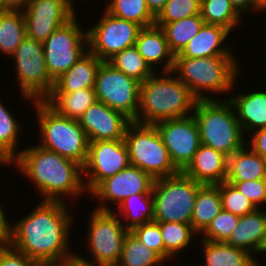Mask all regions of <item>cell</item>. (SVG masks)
I'll list each match as a JSON object with an SVG mask.
<instances>
[{
  "instance_id": "cell-1",
  "label": "cell",
  "mask_w": 266,
  "mask_h": 266,
  "mask_svg": "<svg viewBox=\"0 0 266 266\" xmlns=\"http://www.w3.org/2000/svg\"><path fill=\"white\" fill-rule=\"evenodd\" d=\"M35 206L26 217L10 223L6 241L39 264L74 261L76 254L70 245L74 215L70 205L39 200Z\"/></svg>"
},
{
  "instance_id": "cell-2",
  "label": "cell",
  "mask_w": 266,
  "mask_h": 266,
  "mask_svg": "<svg viewBox=\"0 0 266 266\" xmlns=\"http://www.w3.org/2000/svg\"><path fill=\"white\" fill-rule=\"evenodd\" d=\"M24 148L11 165L33 183L41 201L67 203L87 193L80 164L39 145Z\"/></svg>"
},
{
  "instance_id": "cell-3",
  "label": "cell",
  "mask_w": 266,
  "mask_h": 266,
  "mask_svg": "<svg viewBox=\"0 0 266 266\" xmlns=\"http://www.w3.org/2000/svg\"><path fill=\"white\" fill-rule=\"evenodd\" d=\"M196 102L190 89L172 71L156 72L140 84L139 108L134 122L154 125L188 117L193 114Z\"/></svg>"
},
{
  "instance_id": "cell-4",
  "label": "cell",
  "mask_w": 266,
  "mask_h": 266,
  "mask_svg": "<svg viewBox=\"0 0 266 266\" xmlns=\"http://www.w3.org/2000/svg\"><path fill=\"white\" fill-rule=\"evenodd\" d=\"M239 63L236 56L174 57L172 73L197 100L219 99L214 95L223 96L225 93L228 97V93L236 90Z\"/></svg>"
},
{
  "instance_id": "cell-5",
  "label": "cell",
  "mask_w": 266,
  "mask_h": 266,
  "mask_svg": "<svg viewBox=\"0 0 266 266\" xmlns=\"http://www.w3.org/2000/svg\"><path fill=\"white\" fill-rule=\"evenodd\" d=\"M222 99L197 100L193 116L201 144L231 156L246 144V137L236 118L232 103Z\"/></svg>"
},
{
  "instance_id": "cell-6",
  "label": "cell",
  "mask_w": 266,
  "mask_h": 266,
  "mask_svg": "<svg viewBox=\"0 0 266 266\" xmlns=\"http://www.w3.org/2000/svg\"><path fill=\"white\" fill-rule=\"evenodd\" d=\"M35 109L39 141L37 145L84 166L89 141L78 120L59 115L45 101L31 102Z\"/></svg>"
},
{
  "instance_id": "cell-7",
  "label": "cell",
  "mask_w": 266,
  "mask_h": 266,
  "mask_svg": "<svg viewBox=\"0 0 266 266\" xmlns=\"http://www.w3.org/2000/svg\"><path fill=\"white\" fill-rule=\"evenodd\" d=\"M93 210L86 224L88 229L86 248L94 260L91 261L92 259L80 255L83 252L76 253L75 260L85 266H117L129 230L114 210L102 211L95 208Z\"/></svg>"
},
{
  "instance_id": "cell-8",
  "label": "cell",
  "mask_w": 266,
  "mask_h": 266,
  "mask_svg": "<svg viewBox=\"0 0 266 266\" xmlns=\"http://www.w3.org/2000/svg\"><path fill=\"white\" fill-rule=\"evenodd\" d=\"M201 185L182 171L155 179L152 188L153 221L191 224L197 192Z\"/></svg>"
},
{
  "instance_id": "cell-9",
  "label": "cell",
  "mask_w": 266,
  "mask_h": 266,
  "mask_svg": "<svg viewBox=\"0 0 266 266\" xmlns=\"http://www.w3.org/2000/svg\"><path fill=\"white\" fill-rule=\"evenodd\" d=\"M124 141L130 165L147 172L154 180L180 172L173 164L154 125L132 121L126 129Z\"/></svg>"
},
{
  "instance_id": "cell-10",
  "label": "cell",
  "mask_w": 266,
  "mask_h": 266,
  "mask_svg": "<svg viewBox=\"0 0 266 266\" xmlns=\"http://www.w3.org/2000/svg\"><path fill=\"white\" fill-rule=\"evenodd\" d=\"M16 65V83L24 100L44 101L52 92L54 81L46 67L43 43L26 36L10 57Z\"/></svg>"
},
{
  "instance_id": "cell-11",
  "label": "cell",
  "mask_w": 266,
  "mask_h": 266,
  "mask_svg": "<svg viewBox=\"0 0 266 266\" xmlns=\"http://www.w3.org/2000/svg\"><path fill=\"white\" fill-rule=\"evenodd\" d=\"M79 23L76 14L43 42L46 67L53 81L89 51L87 29Z\"/></svg>"
},
{
  "instance_id": "cell-12",
  "label": "cell",
  "mask_w": 266,
  "mask_h": 266,
  "mask_svg": "<svg viewBox=\"0 0 266 266\" xmlns=\"http://www.w3.org/2000/svg\"><path fill=\"white\" fill-rule=\"evenodd\" d=\"M140 84L103 61L97 70L94 90L97 101L135 121L139 108Z\"/></svg>"
},
{
  "instance_id": "cell-13",
  "label": "cell",
  "mask_w": 266,
  "mask_h": 266,
  "mask_svg": "<svg viewBox=\"0 0 266 266\" xmlns=\"http://www.w3.org/2000/svg\"><path fill=\"white\" fill-rule=\"evenodd\" d=\"M100 19L88 27V49L98 59L107 61L114 54L135 46L142 27L134 22L118 18L105 9Z\"/></svg>"
},
{
  "instance_id": "cell-14",
  "label": "cell",
  "mask_w": 266,
  "mask_h": 266,
  "mask_svg": "<svg viewBox=\"0 0 266 266\" xmlns=\"http://www.w3.org/2000/svg\"><path fill=\"white\" fill-rule=\"evenodd\" d=\"M130 165L124 139L89 142L88 155L83 166V180L87 194L101 181L114 176Z\"/></svg>"
},
{
  "instance_id": "cell-15",
  "label": "cell",
  "mask_w": 266,
  "mask_h": 266,
  "mask_svg": "<svg viewBox=\"0 0 266 266\" xmlns=\"http://www.w3.org/2000/svg\"><path fill=\"white\" fill-rule=\"evenodd\" d=\"M154 179L140 168L129 165L114 176L101 181L89 194L99 205L95 209L112 211L108 202L116 203L118 207L129 196L149 194L152 191ZM112 202V203H111Z\"/></svg>"
},
{
  "instance_id": "cell-16",
  "label": "cell",
  "mask_w": 266,
  "mask_h": 266,
  "mask_svg": "<svg viewBox=\"0 0 266 266\" xmlns=\"http://www.w3.org/2000/svg\"><path fill=\"white\" fill-rule=\"evenodd\" d=\"M74 0H30L22 9L27 36L44 42L76 15Z\"/></svg>"
},
{
  "instance_id": "cell-17",
  "label": "cell",
  "mask_w": 266,
  "mask_h": 266,
  "mask_svg": "<svg viewBox=\"0 0 266 266\" xmlns=\"http://www.w3.org/2000/svg\"><path fill=\"white\" fill-rule=\"evenodd\" d=\"M154 126L167 148L173 164L179 171H183L201 145L194 116L164 120Z\"/></svg>"
},
{
  "instance_id": "cell-18",
  "label": "cell",
  "mask_w": 266,
  "mask_h": 266,
  "mask_svg": "<svg viewBox=\"0 0 266 266\" xmlns=\"http://www.w3.org/2000/svg\"><path fill=\"white\" fill-rule=\"evenodd\" d=\"M88 141L124 139L126 129L132 122L123 113L96 101L78 119Z\"/></svg>"
},
{
  "instance_id": "cell-19",
  "label": "cell",
  "mask_w": 266,
  "mask_h": 266,
  "mask_svg": "<svg viewBox=\"0 0 266 266\" xmlns=\"http://www.w3.org/2000/svg\"><path fill=\"white\" fill-rule=\"evenodd\" d=\"M227 165L228 156L201 144L182 172L198 183L217 185L226 181Z\"/></svg>"
},
{
  "instance_id": "cell-20",
  "label": "cell",
  "mask_w": 266,
  "mask_h": 266,
  "mask_svg": "<svg viewBox=\"0 0 266 266\" xmlns=\"http://www.w3.org/2000/svg\"><path fill=\"white\" fill-rule=\"evenodd\" d=\"M135 47L155 73L172 71L175 55L170 51L166 35L161 27L153 25L142 28ZM158 67L161 70H158Z\"/></svg>"
},
{
  "instance_id": "cell-21",
  "label": "cell",
  "mask_w": 266,
  "mask_h": 266,
  "mask_svg": "<svg viewBox=\"0 0 266 266\" xmlns=\"http://www.w3.org/2000/svg\"><path fill=\"white\" fill-rule=\"evenodd\" d=\"M231 32L224 27L204 23L200 31L175 57L203 58L212 56H235L225 45ZM225 45V46H224Z\"/></svg>"
},
{
  "instance_id": "cell-22",
  "label": "cell",
  "mask_w": 266,
  "mask_h": 266,
  "mask_svg": "<svg viewBox=\"0 0 266 266\" xmlns=\"http://www.w3.org/2000/svg\"><path fill=\"white\" fill-rule=\"evenodd\" d=\"M252 90L256 91H242L238 95L229 94L228 97L246 138L247 134L266 127V91Z\"/></svg>"
},
{
  "instance_id": "cell-23",
  "label": "cell",
  "mask_w": 266,
  "mask_h": 266,
  "mask_svg": "<svg viewBox=\"0 0 266 266\" xmlns=\"http://www.w3.org/2000/svg\"><path fill=\"white\" fill-rule=\"evenodd\" d=\"M266 208L239 218L237 227L225 242L231 246L247 250L255 257L261 254L266 241Z\"/></svg>"
},
{
  "instance_id": "cell-24",
  "label": "cell",
  "mask_w": 266,
  "mask_h": 266,
  "mask_svg": "<svg viewBox=\"0 0 266 266\" xmlns=\"http://www.w3.org/2000/svg\"><path fill=\"white\" fill-rule=\"evenodd\" d=\"M103 61L88 51L71 68L54 81L51 93H72L94 88L97 70Z\"/></svg>"
},
{
  "instance_id": "cell-25",
  "label": "cell",
  "mask_w": 266,
  "mask_h": 266,
  "mask_svg": "<svg viewBox=\"0 0 266 266\" xmlns=\"http://www.w3.org/2000/svg\"><path fill=\"white\" fill-rule=\"evenodd\" d=\"M266 179V159L247 144L228 157L226 181Z\"/></svg>"
},
{
  "instance_id": "cell-26",
  "label": "cell",
  "mask_w": 266,
  "mask_h": 266,
  "mask_svg": "<svg viewBox=\"0 0 266 266\" xmlns=\"http://www.w3.org/2000/svg\"><path fill=\"white\" fill-rule=\"evenodd\" d=\"M44 101L59 115L78 120L97 98L94 88H84L72 93H51Z\"/></svg>"
},
{
  "instance_id": "cell-27",
  "label": "cell",
  "mask_w": 266,
  "mask_h": 266,
  "mask_svg": "<svg viewBox=\"0 0 266 266\" xmlns=\"http://www.w3.org/2000/svg\"><path fill=\"white\" fill-rule=\"evenodd\" d=\"M222 210L218 184H202L198 189L192 212L193 229L200 235Z\"/></svg>"
},
{
  "instance_id": "cell-28",
  "label": "cell",
  "mask_w": 266,
  "mask_h": 266,
  "mask_svg": "<svg viewBox=\"0 0 266 266\" xmlns=\"http://www.w3.org/2000/svg\"><path fill=\"white\" fill-rule=\"evenodd\" d=\"M26 36L22 9H0V52L12 56Z\"/></svg>"
},
{
  "instance_id": "cell-29",
  "label": "cell",
  "mask_w": 266,
  "mask_h": 266,
  "mask_svg": "<svg viewBox=\"0 0 266 266\" xmlns=\"http://www.w3.org/2000/svg\"><path fill=\"white\" fill-rule=\"evenodd\" d=\"M200 244L205 261L198 266H246L254 258L247 250L224 242L200 240Z\"/></svg>"
},
{
  "instance_id": "cell-30",
  "label": "cell",
  "mask_w": 266,
  "mask_h": 266,
  "mask_svg": "<svg viewBox=\"0 0 266 266\" xmlns=\"http://www.w3.org/2000/svg\"><path fill=\"white\" fill-rule=\"evenodd\" d=\"M1 100V99H0ZM0 101V165L12 166L11 162L20 154L19 134L22 126L13 113ZM21 129V130H20ZM18 146V147H17ZM18 151V152H17Z\"/></svg>"
},
{
  "instance_id": "cell-31",
  "label": "cell",
  "mask_w": 266,
  "mask_h": 266,
  "mask_svg": "<svg viewBox=\"0 0 266 266\" xmlns=\"http://www.w3.org/2000/svg\"><path fill=\"white\" fill-rule=\"evenodd\" d=\"M116 208L120 213L115 212V214L122 222L125 221L123 225L129 231L138 225L149 223L154 219L152 191L149 194L129 196Z\"/></svg>"
},
{
  "instance_id": "cell-32",
  "label": "cell",
  "mask_w": 266,
  "mask_h": 266,
  "mask_svg": "<svg viewBox=\"0 0 266 266\" xmlns=\"http://www.w3.org/2000/svg\"><path fill=\"white\" fill-rule=\"evenodd\" d=\"M160 231L164 242V260L171 259V263L173 258L191 246L193 238L199 235L191 224L179 222H162Z\"/></svg>"
},
{
  "instance_id": "cell-33",
  "label": "cell",
  "mask_w": 266,
  "mask_h": 266,
  "mask_svg": "<svg viewBox=\"0 0 266 266\" xmlns=\"http://www.w3.org/2000/svg\"><path fill=\"white\" fill-rule=\"evenodd\" d=\"M201 15H194L178 21L165 23L161 28L166 35L170 51L176 55L200 31L204 24Z\"/></svg>"
},
{
  "instance_id": "cell-34",
  "label": "cell",
  "mask_w": 266,
  "mask_h": 266,
  "mask_svg": "<svg viewBox=\"0 0 266 266\" xmlns=\"http://www.w3.org/2000/svg\"><path fill=\"white\" fill-rule=\"evenodd\" d=\"M104 9L121 19L134 22L142 28L155 25V16L150 12L146 0H105Z\"/></svg>"
},
{
  "instance_id": "cell-35",
  "label": "cell",
  "mask_w": 266,
  "mask_h": 266,
  "mask_svg": "<svg viewBox=\"0 0 266 266\" xmlns=\"http://www.w3.org/2000/svg\"><path fill=\"white\" fill-rule=\"evenodd\" d=\"M200 15L206 24L224 27L231 33L242 21L230 0H201Z\"/></svg>"
},
{
  "instance_id": "cell-36",
  "label": "cell",
  "mask_w": 266,
  "mask_h": 266,
  "mask_svg": "<svg viewBox=\"0 0 266 266\" xmlns=\"http://www.w3.org/2000/svg\"><path fill=\"white\" fill-rule=\"evenodd\" d=\"M164 262L166 261L156 251L142 244L129 231L117 266H164Z\"/></svg>"
},
{
  "instance_id": "cell-37",
  "label": "cell",
  "mask_w": 266,
  "mask_h": 266,
  "mask_svg": "<svg viewBox=\"0 0 266 266\" xmlns=\"http://www.w3.org/2000/svg\"><path fill=\"white\" fill-rule=\"evenodd\" d=\"M106 62L113 68L122 71L124 74L140 83H143L155 73L137 51L135 46L114 54Z\"/></svg>"
},
{
  "instance_id": "cell-38",
  "label": "cell",
  "mask_w": 266,
  "mask_h": 266,
  "mask_svg": "<svg viewBox=\"0 0 266 266\" xmlns=\"http://www.w3.org/2000/svg\"><path fill=\"white\" fill-rule=\"evenodd\" d=\"M201 0H168L161 12L155 17V25L178 21L200 14Z\"/></svg>"
},
{
  "instance_id": "cell-39",
  "label": "cell",
  "mask_w": 266,
  "mask_h": 266,
  "mask_svg": "<svg viewBox=\"0 0 266 266\" xmlns=\"http://www.w3.org/2000/svg\"><path fill=\"white\" fill-rule=\"evenodd\" d=\"M222 209L242 217L256 211L258 208L241 194L233 184L224 181L218 184Z\"/></svg>"
},
{
  "instance_id": "cell-40",
  "label": "cell",
  "mask_w": 266,
  "mask_h": 266,
  "mask_svg": "<svg viewBox=\"0 0 266 266\" xmlns=\"http://www.w3.org/2000/svg\"><path fill=\"white\" fill-rule=\"evenodd\" d=\"M239 218L237 215L222 210L199 235L200 240L225 243L237 227Z\"/></svg>"
},
{
  "instance_id": "cell-41",
  "label": "cell",
  "mask_w": 266,
  "mask_h": 266,
  "mask_svg": "<svg viewBox=\"0 0 266 266\" xmlns=\"http://www.w3.org/2000/svg\"><path fill=\"white\" fill-rule=\"evenodd\" d=\"M142 244L156 251L164 259V242L160 222L151 221L134 227L130 231Z\"/></svg>"
},
{
  "instance_id": "cell-42",
  "label": "cell",
  "mask_w": 266,
  "mask_h": 266,
  "mask_svg": "<svg viewBox=\"0 0 266 266\" xmlns=\"http://www.w3.org/2000/svg\"><path fill=\"white\" fill-rule=\"evenodd\" d=\"M227 182L233 184L258 209L266 206V179Z\"/></svg>"
},
{
  "instance_id": "cell-43",
  "label": "cell",
  "mask_w": 266,
  "mask_h": 266,
  "mask_svg": "<svg viewBox=\"0 0 266 266\" xmlns=\"http://www.w3.org/2000/svg\"><path fill=\"white\" fill-rule=\"evenodd\" d=\"M38 264L13 248L7 241L0 246V266H37Z\"/></svg>"
},
{
  "instance_id": "cell-44",
  "label": "cell",
  "mask_w": 266,
  "mask_h": 266,
  "mask_svg": "<svg viewBox=\"0 0 266 266\" xmlns=\"http://www.w3.org/2000/svg\"><path fill=\"white\" fill-rule=\"evenodd\" d=\"M246 144L258 155L266 159V127L248 135ZM252 136V137H251ZM250 139V140H249Z\"/></svg>"
},
{
  "instance_id": "cell-45",
  "label": "cell",
  "mask_w": 266,
  "mask_h": 266,
  "mask_svg": "<svg viewBox=\"0 0 266 266\" xmlns=\"http://www.w3.org/2000/svg\"><path fill=\"white\" fill-rule=\"evenodd\" d=\"M230 3L241 16L253 10V12H258L254 6L253 0H230Z\"/></svg>"
},
{
  "instance_id": "cell-46",
  "label": "cell",
  "mask_w": 266,
  "mask_h": 266,
  "mask_svg": "<svg viewBox=\"0 0 266 266\" xmlns=\"http://www.w3.org/2000/svg\"><path fill=\"white\" fill-rule=\"evenodd\" d=\"M5 209L2 207V202L0 203V236L6 241L9 230H10V223H8L7 215Z\"/></svg>"
},
{
  "instance_id": "cell-47",
  "label": "cell",
  "mask_w": 266,
  "mask_h": 266,
  "mask_svg": "<svg viewBox=\"0 0 266 266\" xmlns=\"http://www.w3.org/2000/svg\"><path fill=\"white\" fill-rule=\"evenodd\" d=\"M168 0H146L150 12L156 17L164 8Z\"/></svg>"
},
{
  "instance_id": "cell-48",
  "label": "cell",
  "mask_w": 266,
  "mask_h": 266,
  "mask_svg": "<svg viewBox=\"0 0 266 266\" xmlns=\"http://www.w3.org/2000/svg\"><path fill=\"white\" fill-rule=\"evenodd\" d=\"M30 0H7V9H21L23 8Z\"/></svg>"
},
{
  "instance_id": "cell-49",
  "label": "cell",
  "mask_w": 266,
  "mask_h": 266,
  "mask_svg": "<svg viewBox=\"0 0 266 266\" xmlns=\"http://www.w3.org/2000/svg\"><path fill=\"white\" fill-rule=\"evenodd\" d=\"M253 3L257 11H266V0H253Z\"/></svg>"
},
{
  "instance_id": "cell-50",
  "label": "cell",
  "mask_w": 266,
  "mask_h": 266,
  "mask_svg": "<svg viewBox=\"0 0 266 266\" xmlns=\"http://www.w3.org/2000/svg\"><path fill=\"white\" fill-rule=\"evenodd\" d=\"M60 266H85L83 264H80L76 260L68 262V263H60Z\"/></svg>"
},
{
  "instance_id": "cell-51",
  "label": "cell",
  "mask_w": 266,
  "mask_h": 266,
  "mask_svg": "<svg viewBox=\"0 0 266 266\" xmlns=\"http://www.w3.org/2000/svg\"><path fill=\"white\" fill-rule=\"evenodd\" d=\"M246 266H262V265L259 263V260L257 261L256 257H254Z\"/></svg>"
},
{
  "instance_id": "cell-52",
  "label": "cell",
  "mask_w": 266,
  "mask_h": 266,
  "mask_svg": "<svg viewBox=\"0 0 266 266\" xmlns=\"http://www.w3.org/2000/svg\"><path fill=\"white\" fill-rule=\"evenodd\" d=\"M0 9H7V0H0Z\"/></svg>"
},
{
  "instance_id": "cell-53",
  "label": "cell",
  "mask_w": 266,
  "mask_h": 266,
  "mask_svg": "<svg viewBox=\"0 0 266 266\" xmlns=\"http://www.w3.org/2000/svg\"><path fill=\"white\" fill-rule=\"evenodd\" d=\"M37 266H60V263H45V264H38Z\"/></svg>"
},
{
  "instance_id": "cell-54",
  "label": "cell",
  "mask_w": 266,
  "mask_h": 266,
  "mask_svg": "<svg viewBox=\"0 0 266 266\" xmlns=\"http://www.w3.org/2000/svg\"><path fill=\"white\" fill-rule=\"evenodd\" d=\"M261 253H262L263 255H264V253L266 254V241H265V244H264V246H263V248H262Z\"/></svg>"
},
{
  "instance_id": "cell-55",
  "label": "cell",
  "mask_w": 266,
  "mask_h": 266,
  "mask_svg": "<svg viewBox=\"0 0 266 266\" xmlns=\"http://www.w3.org/2000/svg\"><path fill=\"white\" fill-rule=\"evenodd\" d=\"M5 242V240L0 236V246Z\"/></svg>"
}]
</instances>
